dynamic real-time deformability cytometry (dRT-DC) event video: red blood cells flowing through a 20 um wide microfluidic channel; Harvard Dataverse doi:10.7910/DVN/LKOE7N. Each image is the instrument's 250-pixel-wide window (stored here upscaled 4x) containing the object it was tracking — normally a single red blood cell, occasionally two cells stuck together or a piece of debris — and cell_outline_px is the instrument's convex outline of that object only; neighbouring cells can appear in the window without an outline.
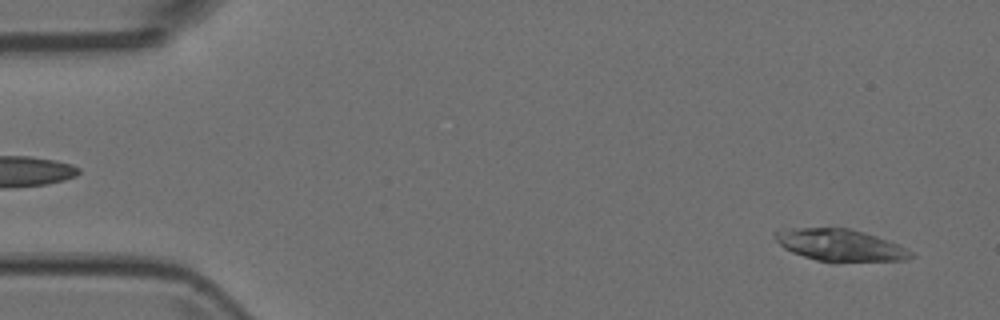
{"species": "Egyptian fruit bat (a non-hibernating species)", "species_latin": "Rousettus aegyptiacus", "temperature_condition": "room temperature", "stored_images_in_passage": 3, "segment_of_instrument_passage": [2, 2], "camera_frame_rate_fps": 3000, "um_per_image_px": 0.085, "animal": {"sex": "female"}, "frame": {"image": 1, "passage_image": 3, "time_ms": 0.667, "image_size_px": [1000, 320], "cell_outline_px": [[916, 256], [904, 260], [816, 260], [792, 252], [784, 248], [772, 236], [772, 232], [792, 228], [848, 228], [864, 232], [900, 244], [912, 252]], "centroid_in_image_um": [71.4, 20.8], "position_along_channel_um": 13.6, "area_um2": 24.68}}